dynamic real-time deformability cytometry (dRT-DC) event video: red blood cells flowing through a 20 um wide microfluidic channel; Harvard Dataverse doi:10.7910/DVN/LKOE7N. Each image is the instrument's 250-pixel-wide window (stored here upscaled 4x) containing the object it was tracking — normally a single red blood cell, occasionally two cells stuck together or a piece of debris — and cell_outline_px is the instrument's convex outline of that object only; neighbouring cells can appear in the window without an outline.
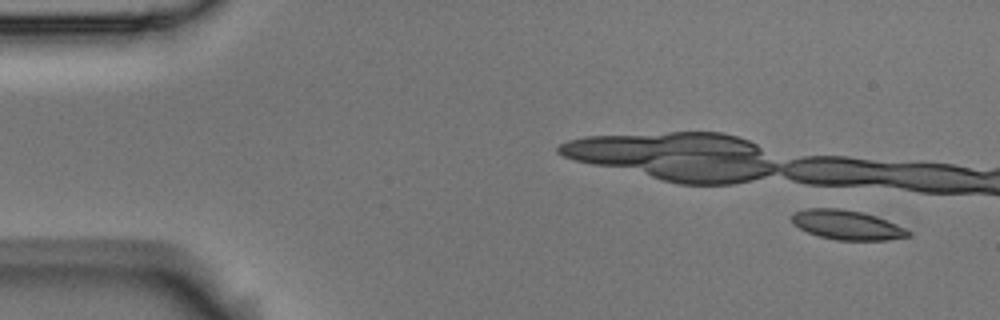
{"species": "Egyptian fruit bat (a non-hibernating species)", "species_latin": "Rousettus aegyptiacus", "temperature_condition": "room temperature", "stored_images_in_passage": 3, "camera_frame_rate_fps": 3000, "um_per_image_px": 0.085, "animal": {"sex": "male"}, "frame": {"image": 1, "passage_image": 1, "time_ms": 0.0, "image_size_px": [1000, 320], "cell_outline_px": [[912, 232], [908, 236], [884, 240], [836, 240], [820, 236], [808, 232], [792, 224], [792, 212], [808, 208], [840, 208], [860, 212], [876, 216], [896, 224]], "centroid_in_image_um": [71.95, 19.11], "position_along_channel_um": 13.0, "area_um2": 19.83}}